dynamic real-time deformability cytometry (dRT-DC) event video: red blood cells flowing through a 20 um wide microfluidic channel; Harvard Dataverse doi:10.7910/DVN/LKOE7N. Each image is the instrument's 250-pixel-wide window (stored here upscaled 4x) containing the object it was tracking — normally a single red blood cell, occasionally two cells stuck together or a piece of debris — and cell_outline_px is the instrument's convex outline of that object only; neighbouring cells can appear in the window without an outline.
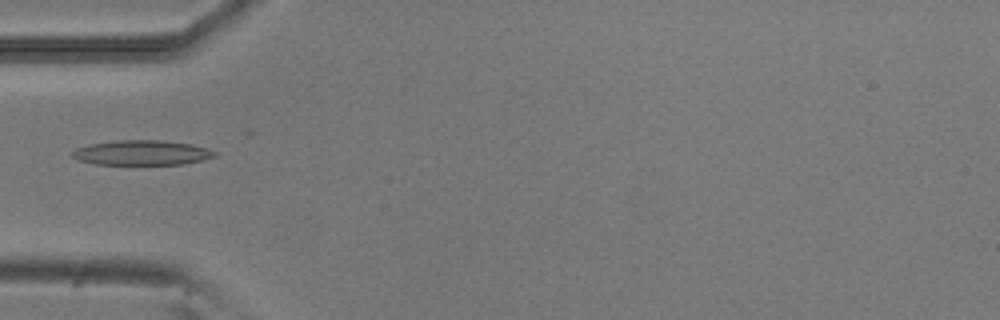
{"species": "common noctule bat (a hibernating species)", "species_latin": "Nyctalus noctula", "temperature_condition": "room temperature", "stored_images_in_passage": 3, "camera_frame_rate_fps": 3000, "um_per_image_px": 0.085, "animal": {"sex": "male", "body_mass_g": 20.5, "forearm_length_mm": 52.5}, "frame": {"image": 1, "passage_image": 2, "time_ms": 0.333, "image_size_px": [1000, 320], "cell_outline_px": [[216, 156], [184, 164], [96, 164], [76, 160], [68, 152], [76, 148], [88, 144], [116, 140], [160, 140], [188, 144], [208, 148], [216, 152]], "centroid_in_image_um": [11.97, 12.98], "position_along_channel_um": 73.0, "area_um2": 20.63}}
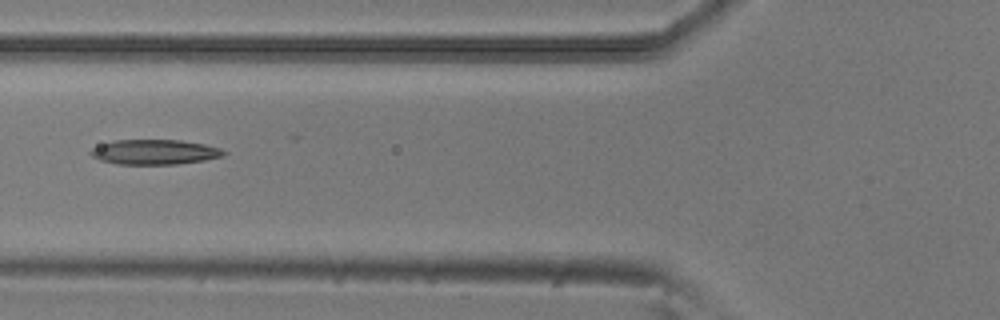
{"frame": {"image": 2, "passage_image": 3, "time_ms": 0.667, "image_size_px": [1000, 320], "cell_outline_px": [[228, 152], [224, 156], [204, 160], [176, 164], [116, 164], [100, 160], [92, 156], [88, 152], [92, 148], [100, 144], [112, 140], [180, 140], [204, 144], [220, 148]], "centroid_in_image_um": [13.13, 12.92], "position_along_channel_um": 112.7, "area_um2": 19.42}}